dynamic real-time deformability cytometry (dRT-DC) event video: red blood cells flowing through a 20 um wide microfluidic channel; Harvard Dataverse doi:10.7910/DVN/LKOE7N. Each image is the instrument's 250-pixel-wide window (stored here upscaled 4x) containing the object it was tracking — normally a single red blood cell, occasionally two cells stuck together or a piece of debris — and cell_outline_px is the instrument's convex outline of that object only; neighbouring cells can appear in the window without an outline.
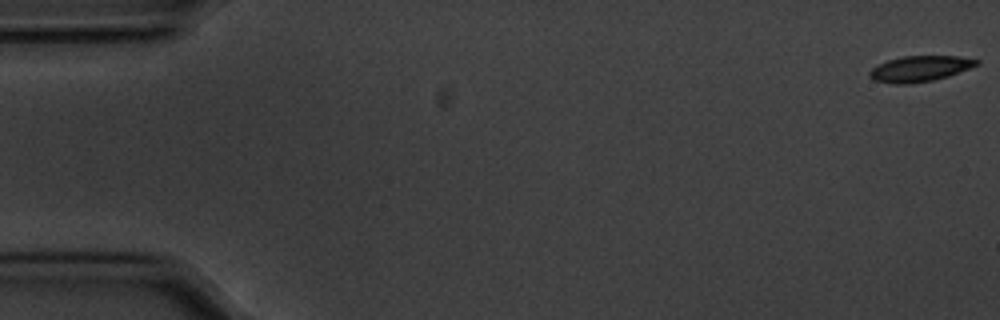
{"species": "common noctule bat (a hibernating species)", "species_latin": "Nyctalus noctula", "temperature_condition": "cold", "stored_images_in_passage": 57, "camera_frame_rate_fps": 3000, "um_per_image_px": 0.085, "animal": {"sex": "male", "body_mass_g": 20.1, "forearm_length_mm": 53.5}, "frame": {"image": 1, "passage_image": 1, "time_ms": 0.0, "image_size_px": [1000, 320], "cell_outline_px": [[980, 64], [948, 76], [932, 80], [908, 84], [896, 84], [872, 80], [868, 76], [868, 72], [872, 68], [888, 60], [904, 56], [956, 56], [980, 60]], "centroid_in_image_um": [78.17, 5.84], "position_along_channel_um": 6.8, "area_um2": 15.95}}
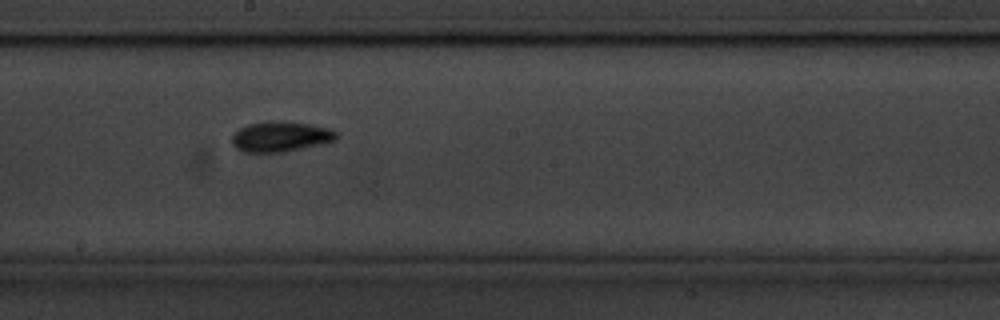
{"frame": {"image": 2, "passage_image": 31, "time_ms": 10.0, "image_size_px": [1000, 320], "cell_outline_px": [[340, 136], [336, 140], [320, 144], [284, 152], [244, 152], [236, 148], [232, 144], [232, 136], [240, 128], [248, 124], [268, 120], [280, 120], [308, 124], [328, 128], [336, 132]], "centroid_in_image_um": [23.84, 11.6], "position_along_channel_um": 224.4, "area_um2": 18.5}}
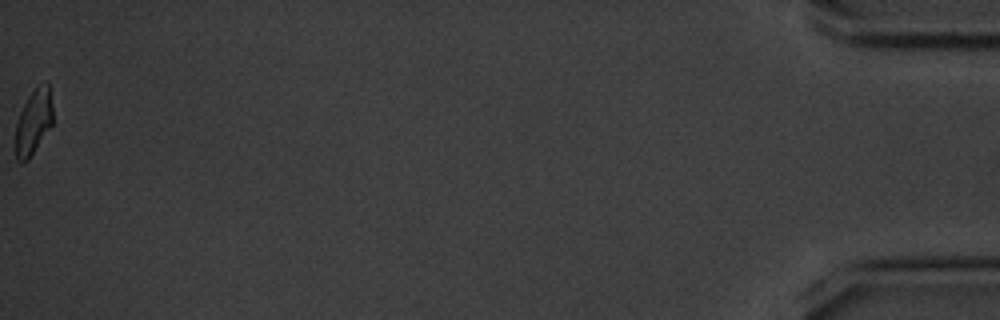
{"frame": {"image": 3, "passage_image": 57, "time_ms": 18.667, "image_size_px": [1000, 320], "cell_outline_px": [[52, 124], [28, 160], [20, 164], [16, 160], [16, 124], [20, 112], [28, 96], [44, 80], [48, 80], [52, 104]], "centroid_in_image_um": [2.85, 10.34], "position_along_channel_um": 432.3, "area_um2": 14.1}, "authors_computed_cell_mechanics": {"area_um2": 16.184, "velocity_mm_per_s": 3.5463, "shape_relaxation_time_tau1_ms": 2.1559, "shape_relaxation_time_tau2_ms": 3.5044, "deformation_change_tau1": 0.1355, "deformation_change_tau2": 0.1015}}